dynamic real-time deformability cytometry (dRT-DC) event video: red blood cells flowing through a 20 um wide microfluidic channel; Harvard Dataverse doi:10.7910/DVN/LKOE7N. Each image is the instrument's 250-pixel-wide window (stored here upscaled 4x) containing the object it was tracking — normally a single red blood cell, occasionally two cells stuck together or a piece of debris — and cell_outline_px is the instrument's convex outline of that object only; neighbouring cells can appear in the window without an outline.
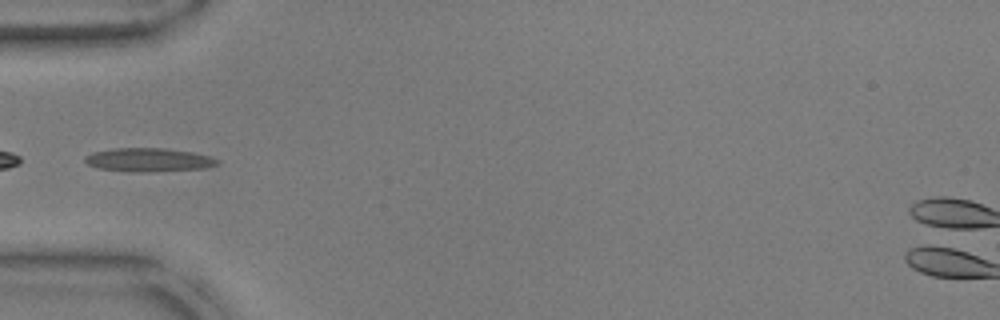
{"species": "common noctule bat (a hibernating species)", "species_latin": "Nyctalus noctula", "temperature_condition": "warm", "stored_images_in_passage": 12, "camera_frame_rate_fps": 3000, "um_per_image_px": 0.085, "animal": {"sex": "male", "body_mass_g": 17.9, "forearm_length_mm": 54.2}, "frame": {"image": 1, "passage_image": 1, "time_ms": 0.0, "image_size_px": [1000, 320], "cell_outline_px": [[220, 164], [204, 168], [148, 172], [136, 172], [100, 168], [88, 164], [84, 160], [84, 156], [92, 152], [116, 148], [164, 148], [192, 152], [208, 156], [220, 160]], "centroid_in_image_um": [12.64, 13.58], "position_along_channel_um": 72.4, "area_um2": 18.09}}